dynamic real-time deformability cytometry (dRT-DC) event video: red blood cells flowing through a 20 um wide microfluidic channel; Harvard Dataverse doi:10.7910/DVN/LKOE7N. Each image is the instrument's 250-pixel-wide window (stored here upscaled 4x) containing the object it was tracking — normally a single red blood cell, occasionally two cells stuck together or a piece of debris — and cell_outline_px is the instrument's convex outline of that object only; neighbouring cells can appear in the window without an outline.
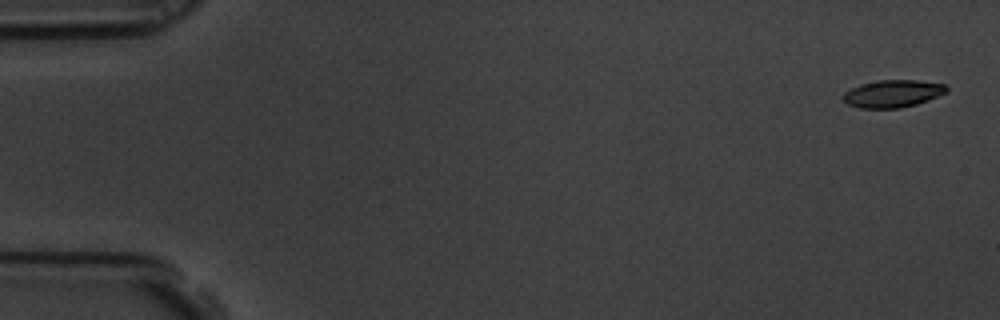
{"species": "common noctule bat (a hibernating species)", "species_latin": "Nyctalus noctula", "temperature_condition": "room temperature", "stored_images_in_passage": 6, "camera_frame_rate_fps": 3000, "um_per_image_px": 0.085, "animal": {"sex": "male", "body_mass_g": 19.5, "forearm_length_mm": 54.6}, "frame": {"image": 1, "passage_image": 1, "time_ms": 0.0, "image_size_px": [1000, 320], "cell_outline_px": [[948, 92], [928, 100], [916, 104], [900, 108], [860, 108], [848, 104], [840, 96], [844, 92], [860, 84], [880, 80], [916, 80], [944, 84], [948, 88]], "centroid_in_image_um": [75.87, 7.96], "position_along_channel_um": 9.1, "area_um2": 16.53}}